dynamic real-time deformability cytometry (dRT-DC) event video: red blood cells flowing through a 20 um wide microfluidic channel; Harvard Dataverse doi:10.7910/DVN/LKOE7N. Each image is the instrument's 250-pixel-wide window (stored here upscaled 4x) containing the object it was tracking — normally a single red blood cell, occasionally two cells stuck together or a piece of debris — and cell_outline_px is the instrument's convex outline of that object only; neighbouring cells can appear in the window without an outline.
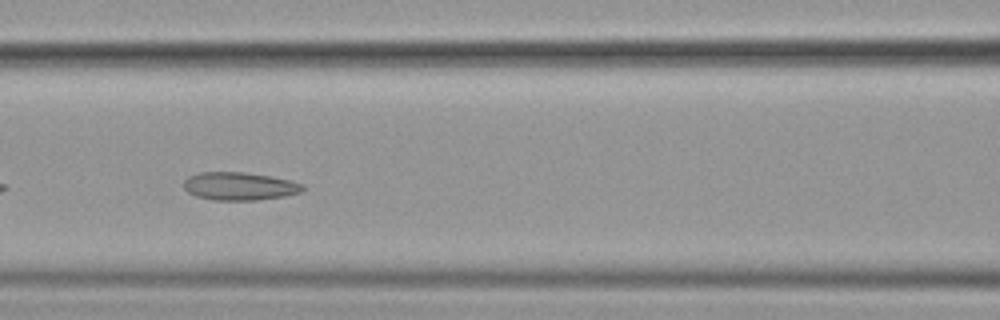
{"species": "common noctule bat (a hibernating species)", "species_latin": "Nyctalus noctula", "temperature_condition": "cold", "stored_images_in_passage": 30, "camera_frame_rate_fps": 3000, "um_per_image_px": 0.085, "animal": {"sex": "female", "body_mass_g": 19.9}, "frame": {"image": 1, "passage_image": 9, "time_ms": 2.667, "image_size_px": [1000, 320], "cell_outline_px": [[308, 188], [300, 192], [284, 196], [256, 200], [212, 200], [196, 196], [188, 192], [184, 188], [184, 180], [188, 176], [200, 172], [244, 172], [268, 176], [288, 180], [304, 184]], "centroid_in_image_um": [20.35, 15.83], "position_along_channel_um": 146.2, "area_um2": 19.42}}
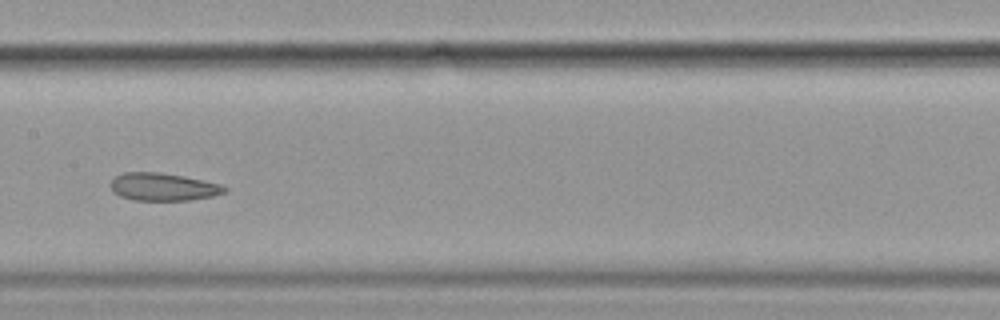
{"frame": {"image": 2, "passage_image": 13, "time_ms": 4.0, "image_size_px": [1000, 320], "cell_outline_px": [[228, 188], [224, 192], [212, 196], [188, 200], [132, 200], [120, 196], [112, 192], [112, 180], [116, 176], [124, 172], [160, 172], [184, 176], [220, 184]], "centroid_in_image_um": [13.85, 15.88], "position_along_channel_um": 193.6, "area_um2": 18.26}, "authors_computed_cell_mechanics": {"area_um2": 19.2185, "velocity_mm_per_s": 3.5586, "shape_relaxation_time_tau1_ms": null, "shape_relaxation_time_tau2_ms": 2.2208, "deformation_change_tau1": null, "deformation_change_tau2": 0.0848}}